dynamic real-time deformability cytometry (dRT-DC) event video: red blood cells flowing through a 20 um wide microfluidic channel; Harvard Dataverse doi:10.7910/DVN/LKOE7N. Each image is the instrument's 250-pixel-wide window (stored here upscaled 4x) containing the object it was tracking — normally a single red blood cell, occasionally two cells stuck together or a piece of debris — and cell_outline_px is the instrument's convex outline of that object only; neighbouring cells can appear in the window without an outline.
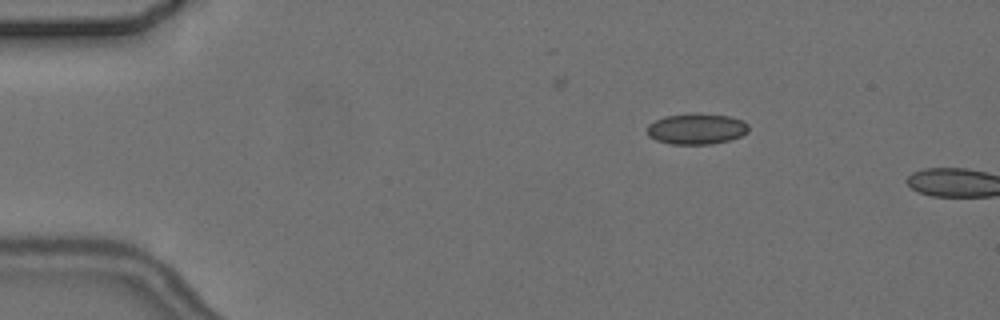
{"species": "common noctule bat (a hibernating species)", "species_latin": "Nyctalus noctula", "temperature_condition": "cold", "stored_images_in_passage": 3, "camera_frame_rate_fps": 3000, "um_per_image_px": 0.085, "animal": {"sex": "female", "body_mass_g": 24.6, "forearm_length_mm": 56.2}, "frame": {"image": 1, "passage_image": 2, "time_ms": 1.0, "image_size_px": [1000, 320], "cell_outline_px": [[748, 132], [740, 136], [728, 140], [712, 144], [672, 144], [656, 140], [648, 136], [648, 124], [664, 116], [732, 116], [744, 120], [748, 124]], "centroid_in_image_um": [59.22, 11.0], "position_along_channel_um": 25.8, "area_um2": 17.51}}